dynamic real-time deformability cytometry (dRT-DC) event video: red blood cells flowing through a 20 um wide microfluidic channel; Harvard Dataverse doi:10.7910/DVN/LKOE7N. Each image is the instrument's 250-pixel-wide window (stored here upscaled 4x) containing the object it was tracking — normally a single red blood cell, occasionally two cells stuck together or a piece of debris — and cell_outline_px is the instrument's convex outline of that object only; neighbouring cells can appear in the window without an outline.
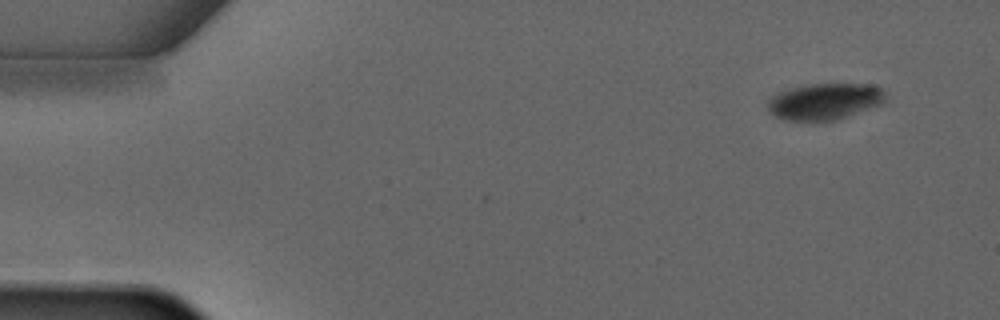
{"species": "common noctule bat (a hibernating species)", "species_latin": "Nyctalus noctula", "temperature_condition": "warm", "stored_images_in_passage": 3, "camera_frame_rate_fps": 3000, "um_per_image_px": 0.085, "animal": {"sex": "male", "forearm_length_mm": 52.5}, "frame": {"image": 1, "passage_image": 1, "time_ms": 0.0, "image_size_px": [1000, 320], "cell_outline_px": [[884, 104], [836, 120], [784, 120], [776, 116], [768, 108], [768, 100], [772, 96], [788, 88], [808, 84], [872, 84], [880, 88], [884, 92]], "centroid_in_image_um": [70.12, 8.61], "position_along_channel_um": 14.9, "area_um2": 24.91}}